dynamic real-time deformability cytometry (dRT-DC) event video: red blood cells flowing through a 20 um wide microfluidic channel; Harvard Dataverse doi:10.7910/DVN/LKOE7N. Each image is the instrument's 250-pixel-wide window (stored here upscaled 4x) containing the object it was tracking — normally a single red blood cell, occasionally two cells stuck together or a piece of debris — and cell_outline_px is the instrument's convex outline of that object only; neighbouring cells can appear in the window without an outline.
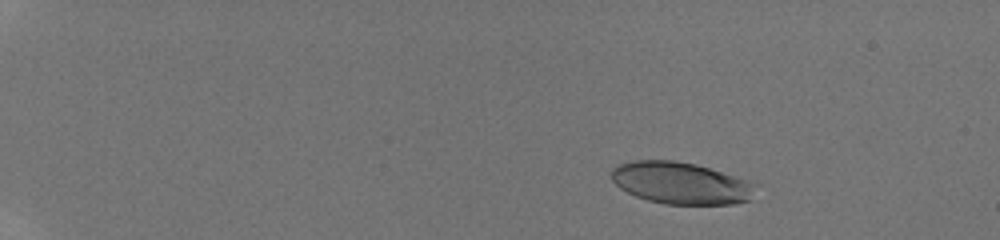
{"species": "human", "species_latin": "Homo sapiens", "temperature_condition": "room temperature", "stored_images_in_passage": 52, "camera_frame_rate_fps": 3000, "um_per_image_px": 0.085, "donor": {"sex": "male"}, "frame": {"image": 1, "passage_image": 9, "time_ms": 2.667, "image_size_px": [1000, 240], "cell_outline_px": [[760, 184], [752, 200], [736, 204], [664, 204], [648, 200], [636, 196], [620, 188], [612, 180], [612, 168], [616, 164], [632, 160], [676, 160], [696, 164]], "centroid_in_image_um": [57.92, 15.56], "position_along_channel_um": 27.1, "area_um2": 35.66}}
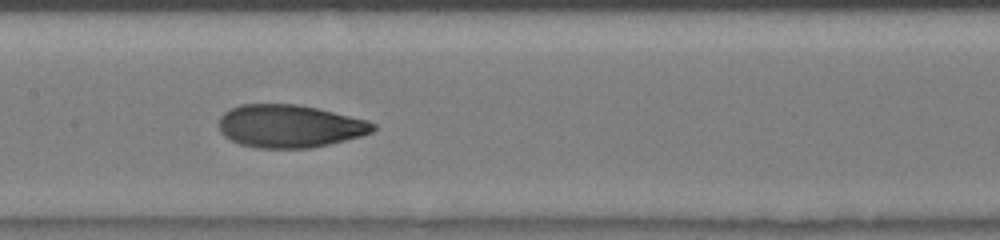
{"frame": {"image": 2, "passage_image": 30, "time_ms": 9.667, "image_size_px": [1000, 240], "cell_outline_px": [[376, 128], [372, 132], [360, 136], [312, 148], [256, 148], [240, 144], [224, 136], [220, 132], [220, 116], [224, 112], [240, 104], [296, 104], [316, 108], [368, 120], [376, 124]], "centroid_in_image_um": [24.61, 10.72], "position_along_channel_um": 182.8, "area_um2": 38.38}}
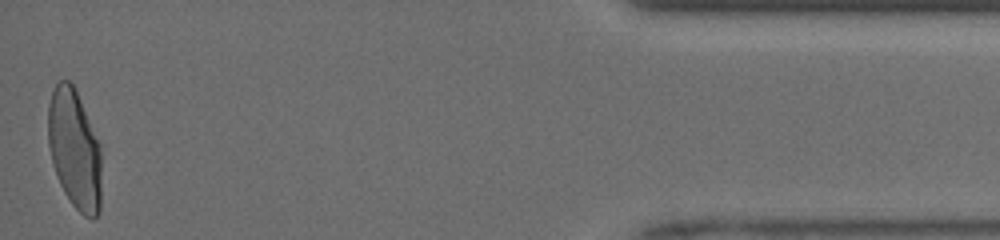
{"frame": {"image": 3, "passage_image": 52, "time_ms": 17.0, "image_size_px": [1000, 240], "cell_outline_px": [[100, 212], [92, 220], [84, 216], [72, 204], [64, 192], [60, 184], [52, 160], [48, 144], [48, 104], [52, 92], [56, 84], [60, 80], [68, 80], [72, 84], [76, 92], [100, 144]], "centroid_in_image_um": [6.33, 12.72], "position_along_channel_um": 428.9, "area_um2": 36.76}, "authors_computed_cell_mechanics": {"area_um2": 37.3966, "velocity_mm_per_s": 4.1958, "shape_relaxation_time_tau1_ms": 4.8623, "shape_relaxation_time_tau2_ms": 0.9922, "deformation_change_tau1": 0.2026, "deformation_change_tau2": 0.0666}}